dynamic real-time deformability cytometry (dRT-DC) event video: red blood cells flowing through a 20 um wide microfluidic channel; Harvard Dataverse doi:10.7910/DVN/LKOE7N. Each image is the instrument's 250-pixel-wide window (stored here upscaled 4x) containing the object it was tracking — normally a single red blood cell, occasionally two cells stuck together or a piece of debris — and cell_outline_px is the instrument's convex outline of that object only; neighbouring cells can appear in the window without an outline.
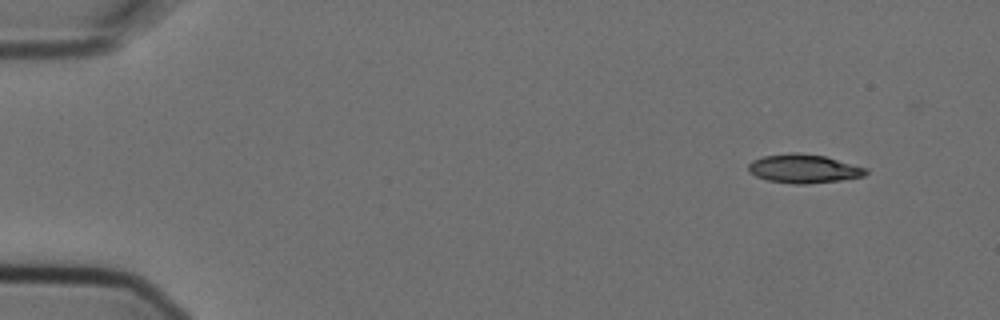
{"species": "Egyptian fruit bat (a non-hibernating species)", "species_latin": "Rousettus aegyptiacus", "temperature_condition": "cold", "stored_images_in_passage": 4, "camera_frame_rate_fps": 3000, "um_per_image_px": 0.085, "animal": {"sex": "female"}, "frame": {"image": 1, "passage_image": 1, "time_ms": 0.0, "image_size_px": [1000, 320], "cell_outline_px": [[868, 172], [864, 176], [840, 180], [804, 184], [796, 184], [768, 180], [756, 176], [748, 168], [748, 164], [752, 160], [764, 156], [788, 152], [800, 152], [824, 156], [868, 168]], "centroid_in_image_um": [68.33, 14.32], "position_along_channel_um": 16.7, "area_um2": 19.59}}